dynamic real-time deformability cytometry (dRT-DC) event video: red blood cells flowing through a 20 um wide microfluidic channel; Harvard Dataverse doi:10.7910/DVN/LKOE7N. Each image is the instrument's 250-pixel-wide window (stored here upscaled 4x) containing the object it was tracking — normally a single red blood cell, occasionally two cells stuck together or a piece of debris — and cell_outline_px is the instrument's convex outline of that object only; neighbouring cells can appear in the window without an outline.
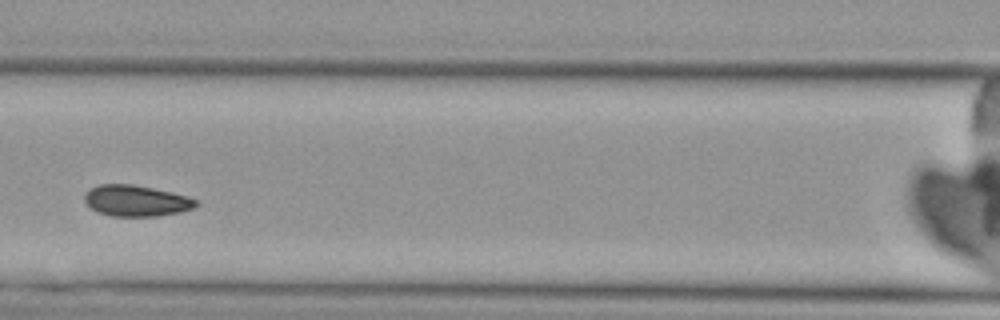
{"species": "Egyptian fruit bat (a non-hibernating species)", "species_latin": "Rousettus aegyptiacus", "temperature_condition": "cold", "stored_images_in_passage": 6, "camera_frame_rate_fps": 3000, "um_per_image_px": 0.085, "animal": {"sex": "female"}, "frame": {"image": 1, "passage_image": 3, "time_ms": 2.333, "image_size_px": [1000, 320], "cell_outline_px": [[200, 204], [192, 208], [180, 212], [156, 216], [112, 216], [96, 212], [84, 200], [84, 196], [88, 188], [100, 184], [132, 184], [172, 192], [188, 196], [200, 200]], "centroid_in_image_um": [11.59, 17.06], "position_along_channel_um": 155.0, "area_um2": 20.35}}
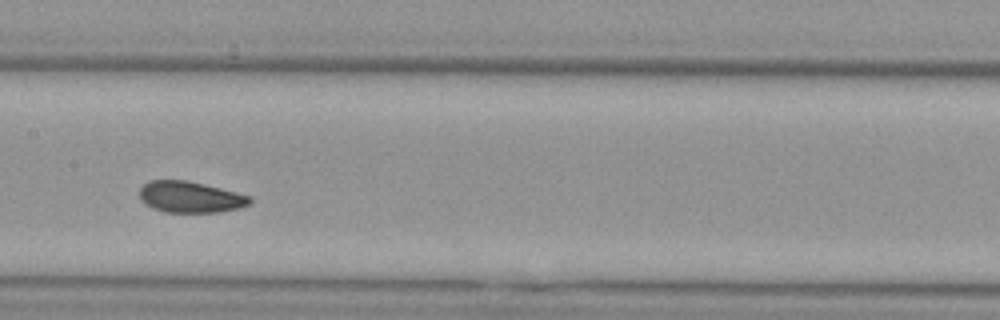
{"frame": {"image": 2, "passage_image": 4, "time_ms": 3.333, "image_size_px": [1000, 320], "cell_outline_px": [[252, 200], [248, 204], [240, 208], [220, 212], [164, 212], [152, 208], [144, 204], [140, 200], [140, 188], [148, 180], [184, 180], [204, 184], [252, 196]], "centroid_in_image_um": [16.16, 16.75], "position_along_channel_um": 191.2, "area_um2": 20.17}}